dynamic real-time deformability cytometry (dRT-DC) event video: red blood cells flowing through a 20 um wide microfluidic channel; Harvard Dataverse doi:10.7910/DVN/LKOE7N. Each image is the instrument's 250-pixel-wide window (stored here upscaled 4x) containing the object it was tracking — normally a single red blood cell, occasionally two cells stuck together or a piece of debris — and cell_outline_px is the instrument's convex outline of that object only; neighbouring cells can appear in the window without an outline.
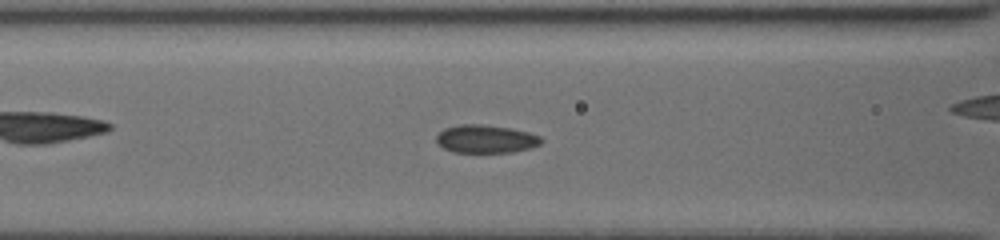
{"species": "common noctule bat (a hibernating species)", "species_latin": "Nyctalus noctula", "temperature_condition": "cold", "stored_images_in_passage": 46, "camera_frame_rate_fps": 3000, "um_per_image_px": 0.085, "animal": {"sex": "female", "body_mass_g": 19.5, "forearm_length_mm": 54.1}, "frame": {"image": 1, "passage_image": 10, "time_ms": 1.667, "image_size_px": [1000, 240], "cell_outline_px": [[544, 140], [540, 144], [532, 148], [512, 152], [452, 152], [436, 144], [436, 136], [444, 128], [460, 124], [484, 124], [512, 128], [528, 132], [540, 136]], "centroid_in_image_um": [41.3, 11.81], "position_along_channel_um": 125.3, "area_um2": 17.4}, "authors_computed_cell_mechanics": {"area_um2": 17.0799, "velocity_mm_per_s": 3.9321, "shape_relaxation_time_tau1_ms": null, "shape_relaxation_time_tau2_ms": 1.5902, "deformation_change_tau1": null, "deformation_change_tau2": 0.0658}}